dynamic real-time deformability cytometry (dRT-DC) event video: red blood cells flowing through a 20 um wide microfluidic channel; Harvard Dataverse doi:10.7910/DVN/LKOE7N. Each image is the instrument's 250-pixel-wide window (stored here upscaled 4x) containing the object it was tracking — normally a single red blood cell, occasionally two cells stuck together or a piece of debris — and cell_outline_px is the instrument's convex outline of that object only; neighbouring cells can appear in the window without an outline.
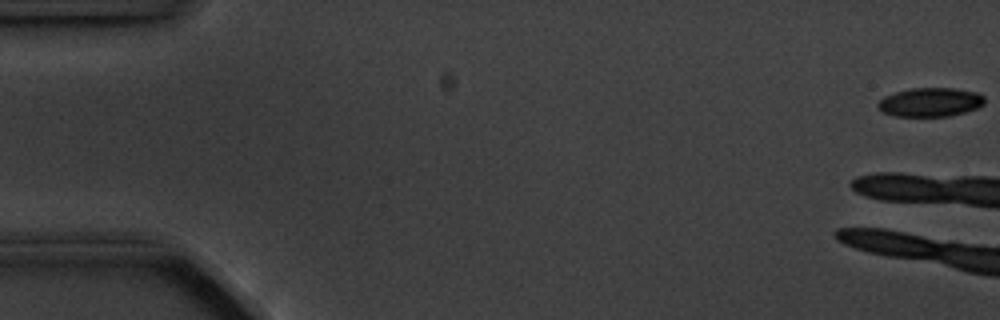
{"species": "common noctule bat (a hibernating species)", "species_latin": "Nyctalus noctula", "temperature_condition": "cold", "stored_images_in_passage": 4, "camera_frame_rate_fps": 3000, "um_per_image_px": 0.085, "animal": {"sex": "male", "body_mass_g": 20.1, "forearm_length_mm": 53.5}, "frame": {"image": 1, "passage_image": 1, "time_ms": 0.0, "image_size_px": [1000, 320], "cell_outline_px": [[984, 104], [976, 108], [964, 112], [948, 116], [896, 116], [880, 112], [876, 108], [876, 104], [884, 96], [896, 92], [912, 88], [956, 88], [976, 92], [984, 96]], "centroid_in_image_um": [79.03, 8.68], "position_along_channel_um": 6.0, "area_um2": 18.03}}